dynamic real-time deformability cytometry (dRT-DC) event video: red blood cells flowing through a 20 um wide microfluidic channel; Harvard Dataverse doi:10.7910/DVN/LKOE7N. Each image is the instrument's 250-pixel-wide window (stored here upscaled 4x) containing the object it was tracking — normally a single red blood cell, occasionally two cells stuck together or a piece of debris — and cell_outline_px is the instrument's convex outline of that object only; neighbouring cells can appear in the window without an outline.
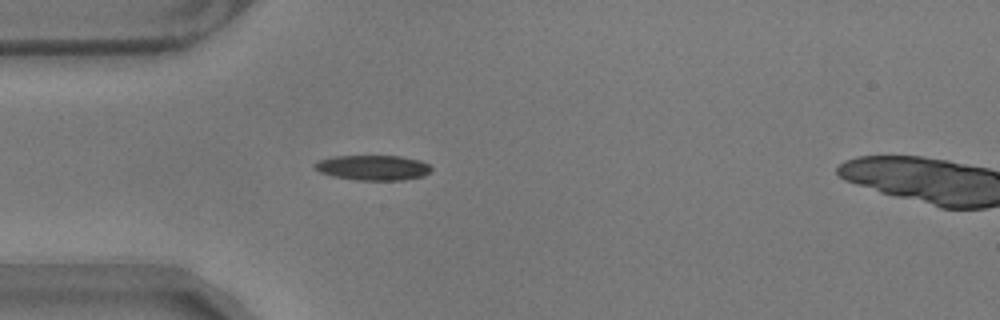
{"species": "common noctule bat (a hibernating species)", "species_latin": "Nyctalus noctula", "temperature_condition": "warm", "stored_images_in_passage": 51, "camera_frame_rate_fps": 3000, "um_per_image_px": 0.085, "animal": {"sex": "male", "body_mass_g": 17.9}, "frame": {"image": 1, "passage_image": 11, "time_ms": 3.333, "image_size_px": [1000, 320], "cell_outline_px": [[432, 168], [424, 176], [404, 180], [356, 180], [332, 176], [320, 172], [312, 164], [316, 160], [336, 156], [400, 156], [420, 160], [428, 164]], "centroid_in_image_um": [31.68, 14.25], "position_along_channel_um": 53.3, "area_um2": 17.11}}
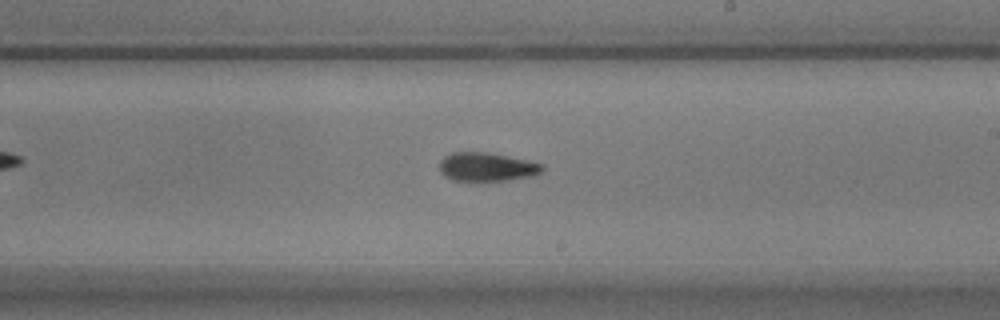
{"frame": {"image": 2, "passage_image": 28, "time_ms": 9.0, "image_size_px": [1000, 320], "cell_outline_px": [[544, 168], [540, 172], [532, 176], [504, 180], [452, 180], [444, 176], [440, 172], [440, 160], [444, 156], [452, 152], [488, 152], [544, 164]], "centroid_in_image_um": [41.34, 14.17], "position_along_channel_um": 247.7, "area_um2": 16.99}}
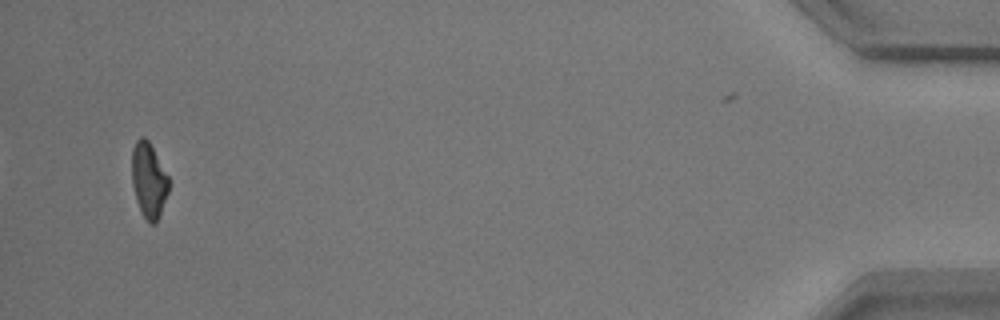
{"frame": {"image": 3, "passage_image": 50, "time_ms": 16.333, "image_size_px": [1000, 320], "cell_outline_px": [[168, 192], [156, 224], [148, 224], [140, 212], [136, 200], [132, 184], [132, 148], [136, 140], [140, 136], [144, 136], [148, 140], [168, 176]], "centroid_in_image_um": [12.62, 15.34], "position_along_channel_um": 422.6, "area_um2": 16.18}}